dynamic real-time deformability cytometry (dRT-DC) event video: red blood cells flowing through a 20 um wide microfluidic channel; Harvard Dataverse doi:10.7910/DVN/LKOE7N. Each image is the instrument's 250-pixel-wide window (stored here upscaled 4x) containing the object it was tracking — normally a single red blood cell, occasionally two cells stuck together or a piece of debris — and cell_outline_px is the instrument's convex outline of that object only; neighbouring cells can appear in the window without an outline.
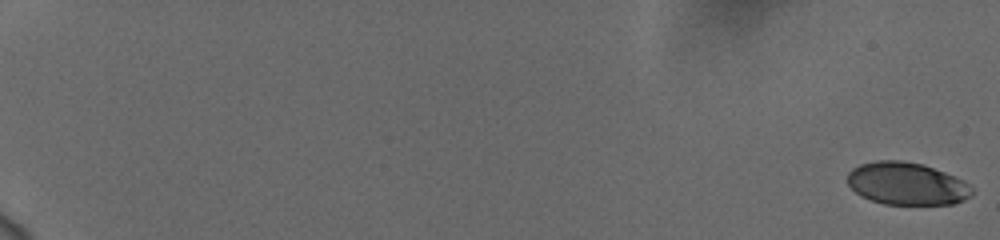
{"species": "human", "species_latin": "Homo sapiens", "temperature_condition": "cold", "stored_images_in_passage": 59, "camera_frame_rate_fps": 3000, "um_per_image_px": 0.085, "donor": {"sex": "female"}, "frame": {"image": 1, "passage_image": 1, "time_ms": 0.0, "image_size_px": [1000, 240], "cell_outline_px": [[972, 192], [964, 200], [952, 204], [884, 204], [860, 196], [848, 184], [848, 172], [852, 168], [860, 164], [876, 160], [904, 160], [924, 164], [964, 180], [972, 188]], "centroid_in_image_um": [77.05, 15.6], "position_along_channel_um": 7.9, "area_um2": 30.87}}
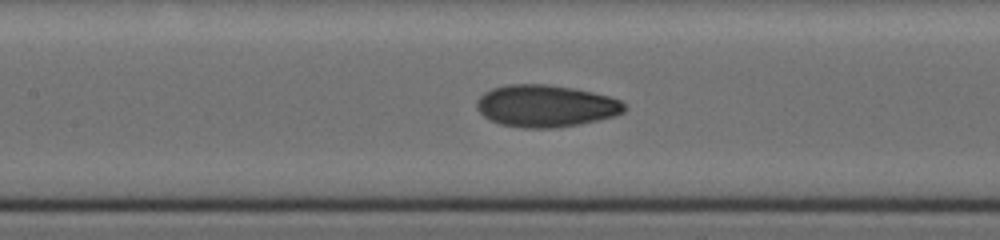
{"frame": {"image": 2, "passage_image": 32, "time_ms": 10.333, "image_size_px": [1000, 240], "cell_outline_px": [[624, 112], [612, 116], [580, 124], [556, 128], [524, 128], [500, 124], [488, 120], [476, 108], [476, 100], [484, 92], [492, 88], [508, 84], [548, 84], [572, 88], [592, 92], [608, 96], [620, 100], [624, 104]], "centroid_in_image_um": [46.33, 9.0], "position_along_channel_um": 161.1, "area_um2": 36.18}}
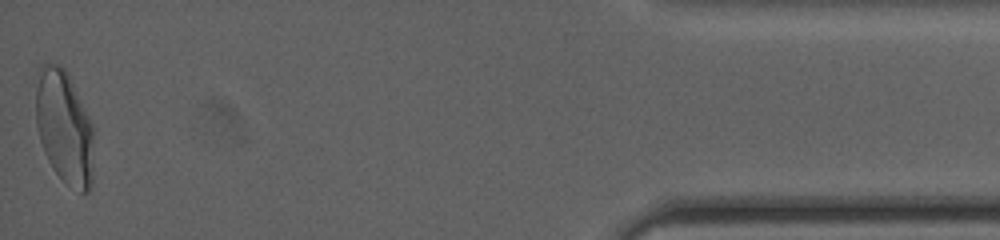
{"frame": {"image": 3, "passage_image": 59, "time_ms": 19.333, "image_size_px": [1000, 240], "cell_outline_px": [[92, 184], [88, 192], [80, 192], [64, 180], [52, 168], [44, 152], [40, 140], [36, 124], [36, 68], [40, 64], [60, 64], [68, 72], [92, 124]], "centroid_in_image_um": [5.43, 10.75], "position_along_channel_um": 429.8, "area_um2": 38.32}, "authors_computed_cell_mechanics": {"area_um2": 34.102, "velocity_mm_per_s": 3.7411, "shape_relaxation_time_tau1_ms": 4.4547, "shape_relaxation_time_tau2_ms": 1.1721, "deformation_change_tau1": 0.1617, "deformation_change_tau2": 0.0589}}